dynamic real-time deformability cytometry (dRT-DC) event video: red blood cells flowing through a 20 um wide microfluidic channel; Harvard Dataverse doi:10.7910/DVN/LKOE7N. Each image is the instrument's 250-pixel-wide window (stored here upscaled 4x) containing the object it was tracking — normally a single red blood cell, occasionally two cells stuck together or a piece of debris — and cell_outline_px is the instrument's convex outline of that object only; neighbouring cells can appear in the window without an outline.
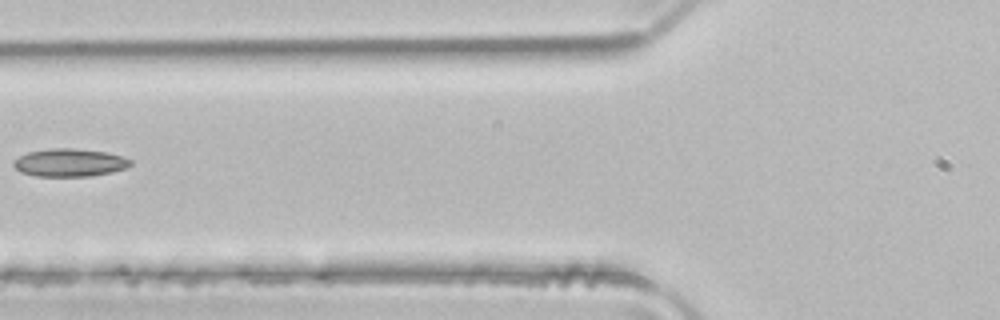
{"species": "common noctule bat (a hibernating species)", "species_latin": "Nyctalus noctula", "temperature_condition": "room temperature", "stored_images_in_passage": 5, "camera_frame_rate_fps": 3000, "um_per_image_px": 0.085, "animal": {"sex": "male", "body_mass_g": 21.5, "forearm_length_mm": 52.0}, "frame": {"image": 1, "passage_image": 4, "time_ms": 1.0, "image_size_px": [1000, 320], "cell_outline_px": [[132, 164], [128, 168], [112, 172], [92, 176], [36, 176], [20, 172], [12, 164], [12, 160], [28, 152], [52, 148], [72, 148], [108, 152], [124, 156], [132, 160]], "centroid_in_image_um": [5.95, 13.82], "position_along_channel_um": 119.8, "area_um2": 19.25}}
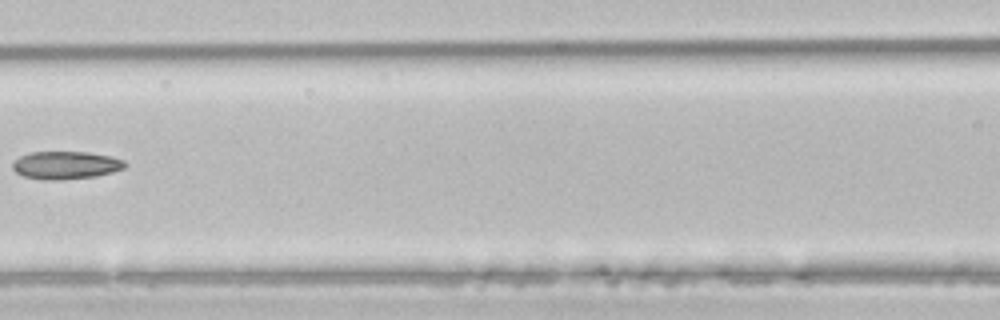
{"frame": {"image": 2, "passage_image": 5, "time_ms": 1.333, "image_size_px": [1000, 320], "cell_outline_px": [[128, 164], [124, 168], [112, 172], [96, 176], [60, 180], [44, 180], [24, 176], [16, 172], [12, 168], [12, 164], [20, 156], [32, 152], [88, 152], [112, 156], [124, 160]], "centroid_in_image_um": [5.62, 14.04], "position_along_channel_um": 161.0, "area_um2": 18.26}}